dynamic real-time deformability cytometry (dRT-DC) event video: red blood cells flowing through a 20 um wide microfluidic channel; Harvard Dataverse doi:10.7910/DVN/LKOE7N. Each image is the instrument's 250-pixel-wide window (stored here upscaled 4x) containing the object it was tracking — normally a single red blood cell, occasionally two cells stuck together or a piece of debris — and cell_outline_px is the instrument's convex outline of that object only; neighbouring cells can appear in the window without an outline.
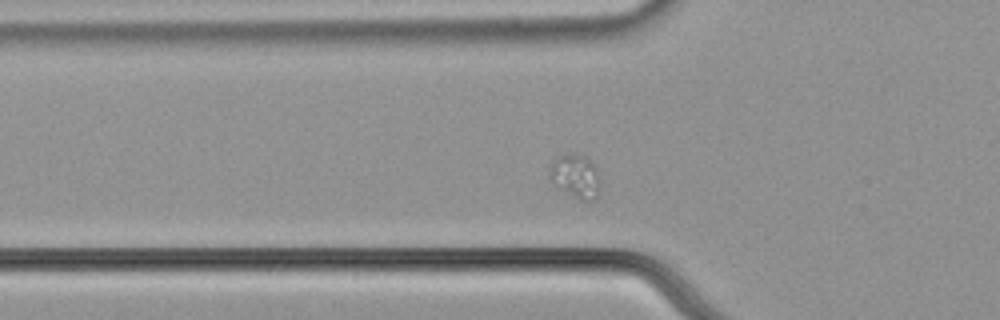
{"species": "common noctule bat (a hibernating species)", "species_latin": "Nyctalus noctula", "temperature_condition": "cold", "stored_images_in_passage": 44, "camera_frame_rate_fps": 3000, "um_per_image_px": 0.085, "animal": {"sex": "male", "body_mass_g": 21.5, "forearm_length_mm": 52.0}, "frame": {"image": 1, "passage_image": 12, "time_ms": 3.667, "image_size_px": [1000, 320], "cell_outline_px": [[600, 184], [596, 200], [580, 200], [556, 188], [548, 180], [548, 172], [552, 160], [560, 156], [572, 152], [588, 156], [592, 160], [596, 168], [600, 180]], "centroid_in_image_um": [48.89, 14.97], "position_along_channel_um": 76.9, "area_um2": 13.53}}
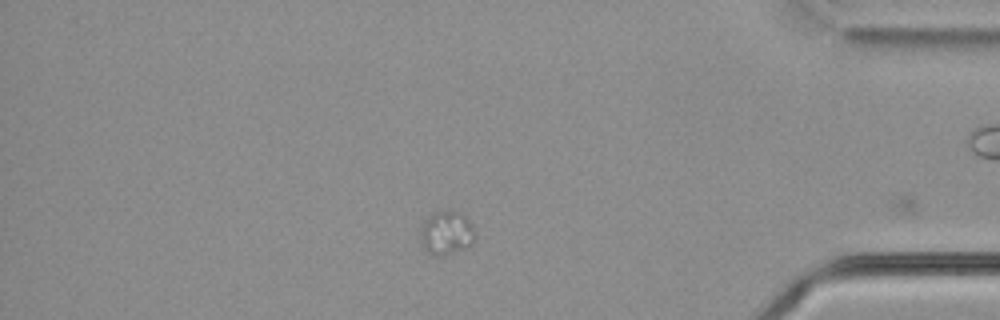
{"frame": {"image": 2, "passage_image": 42, "time_ms": 13.667, "image_size_px": [1000, 320], "cell_outline_px": [[476, 236], [472, 244], [464, 248], [440, 256], [436, 256], [428, 252], [420, 244], [420, 232], [424, 220], [428, 216], [436, 212], [448, 208], [460, 212], [472, 224]], "centroid_in_image_um": [37.94, 19.77], "position_along_channel_um": 397.3, "area_um2": 14.1}}